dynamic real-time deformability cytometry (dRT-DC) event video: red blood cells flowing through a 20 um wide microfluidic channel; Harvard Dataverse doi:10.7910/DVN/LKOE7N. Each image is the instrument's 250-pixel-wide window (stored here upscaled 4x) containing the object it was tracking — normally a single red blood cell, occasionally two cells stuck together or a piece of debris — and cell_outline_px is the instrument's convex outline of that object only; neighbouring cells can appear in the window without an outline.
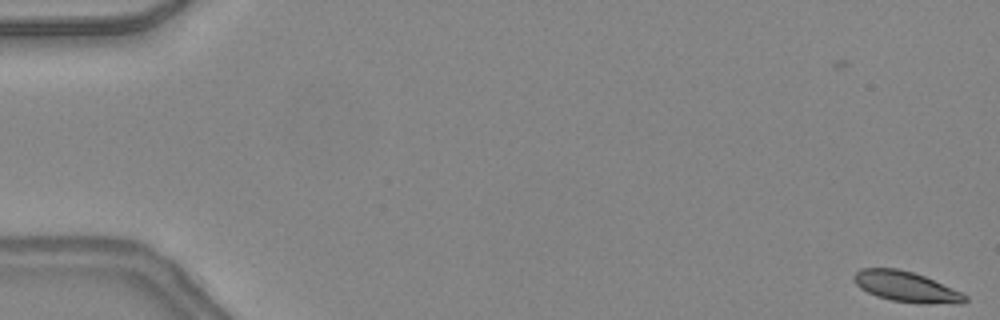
{"species": "common noctule bat (a hibernating species)", "species_latin": "Nyctalus noctula", "temperature_condition": "warm", "stored_images_in_passage": 48, "camera_frame_rate_fps": 3000, "um_per_image_px": 0.085, "animal": {"sex": "female", "body_mass_g": 24.6, "forearm_length_mm": 56.2}, "frame": {"image": 1, "passage_image": 1, "time_ms": 0.0, "image_size_px": [1000, 320], "cell_outline_px": [[968, 300], [964, 304], [924, 304], [892, 300], [876, 296], [860, 288], [852, 280], [852, 276], [860, 268], [896, 268], [912, 272], [924, 276], [960, 292], [968, 296]], "centroid_in_image_um": [77.02, 24.38], "position_along_channel_um": 8.0, "area_um2": 19.77}}
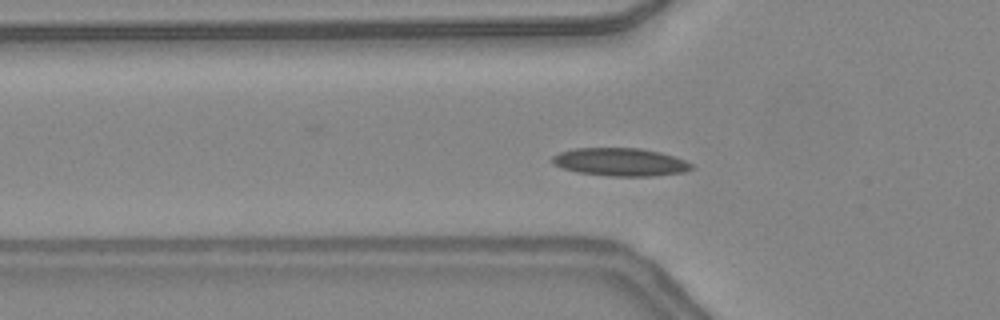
{"frame": {"image": 2, "passage_image": 17, "time_ms": 5.333, "image_size_px": [1000, 320], "cell_outline_px": [[696, 168], [684, 172], [656, 176], [612, 176], [576, 172], [560, 168], [552, 164], [552, 156], [560, 152], [572, 148], [640, 148], [660, 152], [684, 160], [692, 164]], "centroid_in_image_um": [52.71, 13.77], "position_along_channel_um": 73.1, "area_um2": 22.89}}
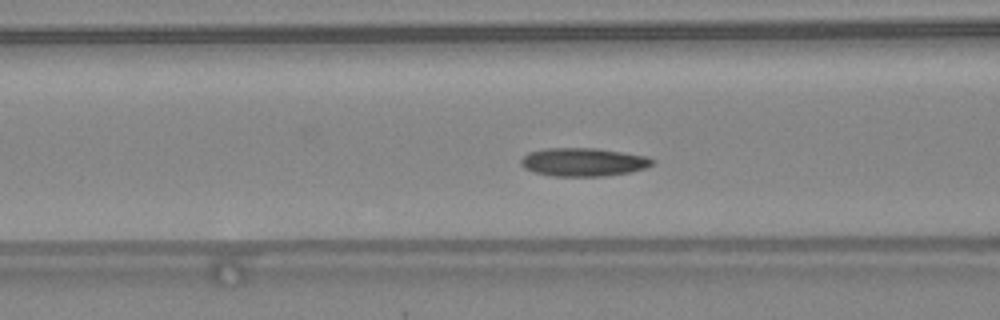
{"frame": {"image": 3, "passage_image": 20, "time_ms": 6.333, "image_size_px": [1000, 320], "cell_outline_px": [[656, 160], [652, 164], [644, 168], [628, 172], [604, 176], [552, 176], [536, 172], [524, 168], [520, 164], [520, 160], [528, 152], [544, 148], [596, 148], [648, 156]], "centroid_in_image_um": [49.57, 13.76], "position_along_channel_um": 117.0, "area_um2": 21.68}, "authors_computed_cell_mechanics": {"area_um2": 20.5768, "velocity_mm_per_s": 4.3204, "shape_relaxation_time_tau1_ms": 1.741, "shape_relaxation_time_tau2_ms": 6.0157, "deformation_change_tau1": 0.0863, "deformation_change_tau2": 0.1342}}